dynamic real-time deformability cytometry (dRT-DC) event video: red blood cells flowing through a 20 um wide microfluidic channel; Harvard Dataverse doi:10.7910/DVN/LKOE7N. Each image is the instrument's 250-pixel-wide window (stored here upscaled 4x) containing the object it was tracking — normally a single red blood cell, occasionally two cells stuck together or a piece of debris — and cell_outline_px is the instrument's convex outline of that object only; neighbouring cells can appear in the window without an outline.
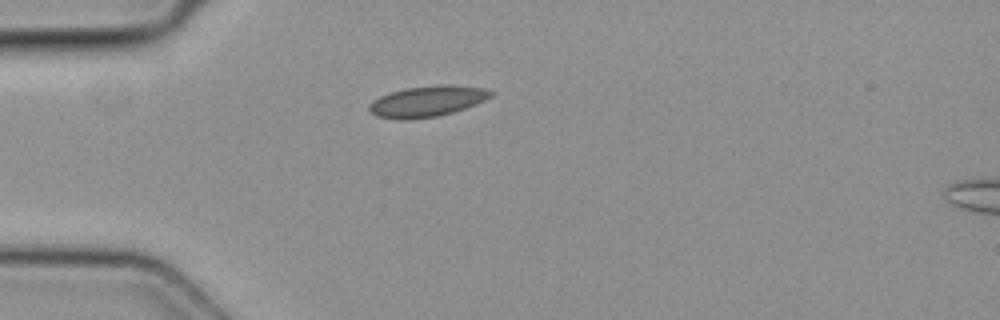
{"species": "common noctule bat (a hibernating species)", "species_latin": "Nyctalus noctula", "temperature_condition": "cold", "stored_images_in_passage": 2, "camera_frame_rate_fps": 3000, "um_per_image_px": 0.085, "animal": {"sex": "female", "body_mass_g": 19.3, "forearm_length_mm": 54.1}, "frame": {"image": 1, "passage_image": 1, "time_ms": 0.0, "image_size_px": [1000, 320], "cell_outline_px": [[496, 92], [492, 96], [476, 104], [452, 112], [436, 116], [408, 120], [400, 120], [376, 116], [368, 108], [368, 104], [372, 100], [380, 96], [404, 88], [436, 84], [452, 84], [484, 88]], "centroid_in_image_um": [36.32, 8.59], "position_along_channel_um": 48.7, "area_um2": 22.08}}